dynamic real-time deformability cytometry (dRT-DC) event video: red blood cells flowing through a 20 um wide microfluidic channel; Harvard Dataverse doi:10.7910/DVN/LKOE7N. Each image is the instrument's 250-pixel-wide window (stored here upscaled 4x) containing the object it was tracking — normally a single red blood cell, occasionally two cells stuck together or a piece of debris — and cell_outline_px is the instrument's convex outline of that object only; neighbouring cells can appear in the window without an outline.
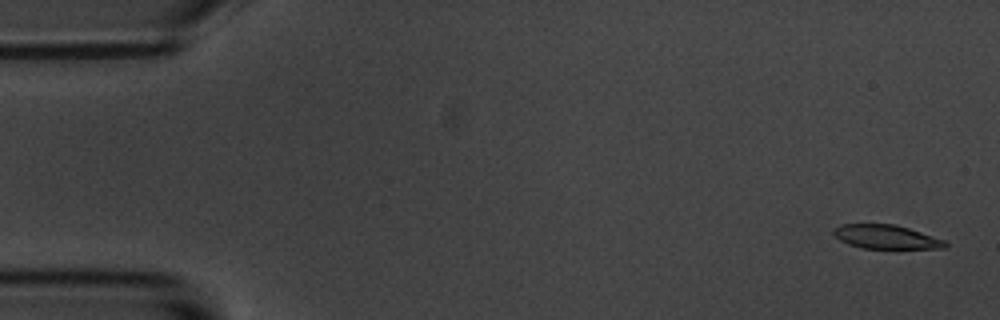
{"species": "common noctule bat (a hibernating species)", "species_latin": "Nyctalus noctula", "temperature_condition": "room temperature", "stored_images_in_passage": 5, "camera_frame_rate_fps": 3000, "um_per_image_px": 0.085, "animal": {"sex": "male", "body_mass_g": 20.1, "forearm_length_mm": 53.5}, "frame": {"image": 1, "passage_image": 1, "time_ms": 0.0, "image_size_px": [1000, 320], "cell_outline_px": [[948, 244], [944, 248], [860, 248], [848, 244], [840, 240], [832, 232], [840, 224], [896, 224], [944, 240]], "centroid_in_image_um": [75.29, 20.13], "position_along_channel_um": 9.7, "area_um2": 15.32}}
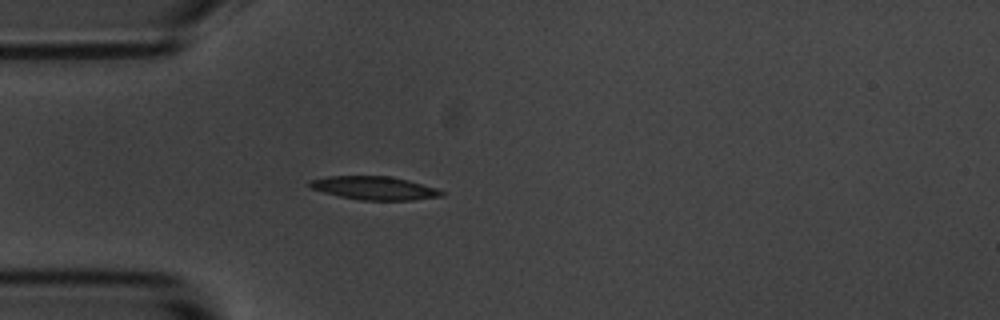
{"frame": {"image": 2, "passage_image": 5, "time_ms": 4.667, "image_size_px": [1000, 320], "cell_outline_px": [[444, 196], [412, 200], [360, 200], [340, 196], [324, 192], [312, 188], [308, 184], [308, 180], [328, 176], [388, 176], [408, 180], [436, 188], [444, 192]], "centroid_in_image_um": [31.82, 15.98], "position_along_channel_um": 53.2, "area_um2": 17.86}}